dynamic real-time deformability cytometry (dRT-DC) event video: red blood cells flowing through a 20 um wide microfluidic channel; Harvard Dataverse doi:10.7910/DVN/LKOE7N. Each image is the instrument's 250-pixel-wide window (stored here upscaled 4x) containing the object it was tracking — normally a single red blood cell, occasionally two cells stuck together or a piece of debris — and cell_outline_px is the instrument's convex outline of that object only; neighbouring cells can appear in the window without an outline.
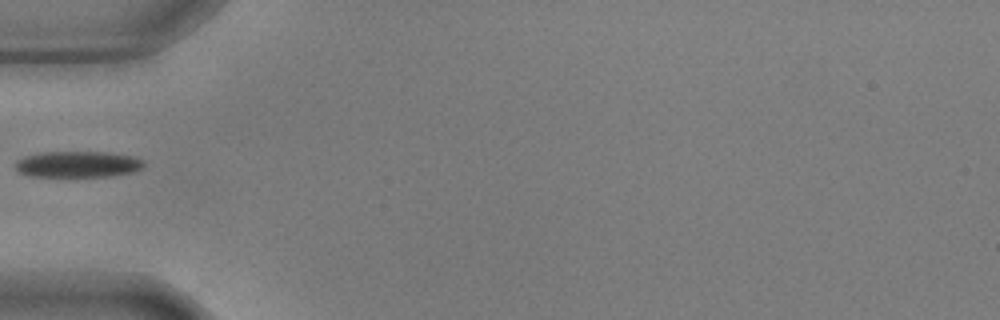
{"species": "common noctule bat (a hibernating species)", "species_latin": "Nyctalus noctula", "temperature_condition": "warm", "stored_images_in_passage": 35, "camera_frame_rate_fps": 3000, "um_per_image_px": 0.085, "animal": {"sex": "male", "body_mass_g": 17.9, "forearm_length_mm": 54.2}, "frame": {"image": 1, "passage_image": 1, "time_ms": 0.0, "image_size_px": [1000, 320], "cell_outline_px": [[144, 164], [140, 168], [132, 172], [108, 176], [28, 176], [20, 172], [16, 168], [16, 160], [24, 156], [40, 152], [108, 152], [136, 156], [144, 160]], "centroid_in_image_um": [6.62, 13.95], "position_along_channel_um": 78.4, "area_um2": 19.59}}